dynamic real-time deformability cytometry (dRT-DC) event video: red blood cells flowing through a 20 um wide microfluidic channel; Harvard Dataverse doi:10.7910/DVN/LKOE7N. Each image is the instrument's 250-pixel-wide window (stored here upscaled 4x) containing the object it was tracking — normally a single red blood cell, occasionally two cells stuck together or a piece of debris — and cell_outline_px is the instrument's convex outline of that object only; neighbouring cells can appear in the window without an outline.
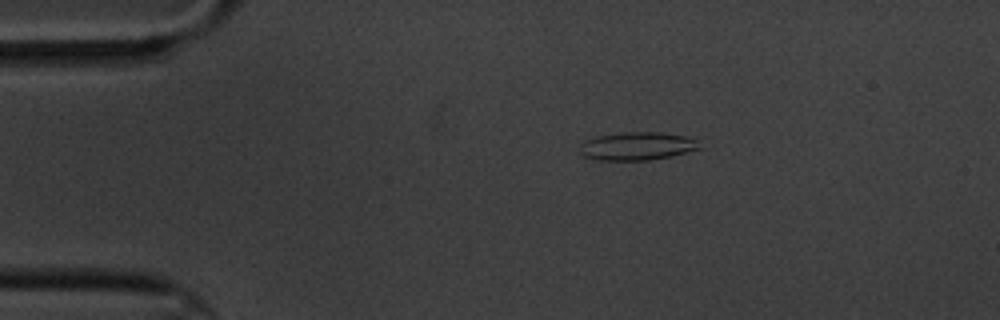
{"species": "common noctule bat (a hibernating species)", "species_latin": "Nyctalus noctula", "temperature_condition": "cold", "stored_images_in_passage": 6, "camera_frame_rate_fps": 3000, "um_per_image_px": 0.085, "animal": {"sex": "male", "body_mass_g": 20.1, "forearm_length_mm": 53.5}, "frame": {"image": 1, "passage_image": 3, "time_ms": 2.667, "image_size_px": [1000, 320], "cell_outline_px": [[704, 148], [672, 156], [648, 160], [600, 160], [584, 156], [580, 152], [580, 144], [584, 140], [596, 136], [624, 132], [660, 132], [684, 136], [696, 140]], "centroid_in_image_um": [54.17, 12.42], "position_along_channel_um": 30.8, "area_um2": 19.71}}
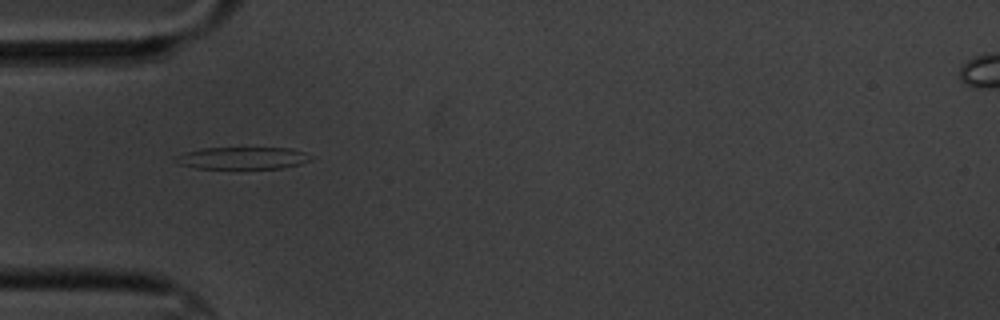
{"frame": {"image": 2, "passage_image": 5, "time_ms": 5.0, "image_size_px": [1000, 320], "cell_outline_px": [[312, 160], [300, 164], [280, 168], [196, 168], [180, 164], [172, 160], [176, 156], [184, 152], [204, 148], [292, 148], [304, 152]], "centroid_in_image_um": [20.58, 13.43], "position_along_channel_um": 64.4, "area_um2": 17.28}}